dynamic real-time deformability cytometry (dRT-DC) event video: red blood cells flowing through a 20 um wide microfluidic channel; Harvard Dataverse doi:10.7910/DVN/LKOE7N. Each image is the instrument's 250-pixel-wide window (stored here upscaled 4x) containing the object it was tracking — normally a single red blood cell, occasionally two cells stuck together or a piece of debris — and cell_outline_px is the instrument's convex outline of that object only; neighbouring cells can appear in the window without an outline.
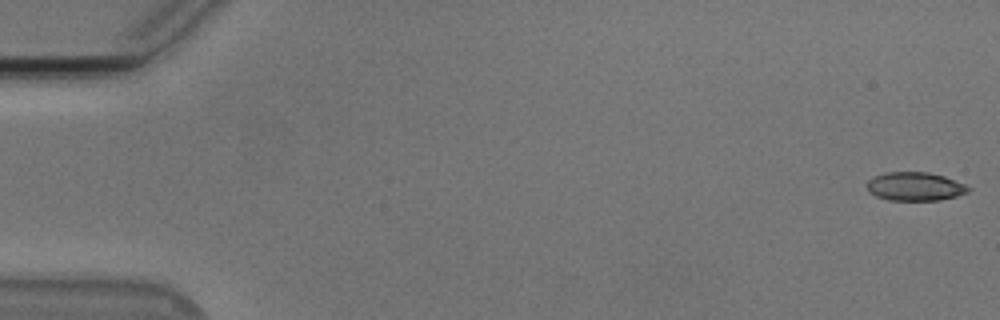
{"species": "Egyptian fruit bat (a non-hibernating species)", "species_latin": "Rousettus aegyptiacus", "temperature_condition": "cold", "stored_images_in_passage": 54, "camera_frame_rate_fps": 3000, "um_per_image_px": 0.085, "animal": {"sex": "male"}, "frame": {"image": 1, "passage_image": 1, "time_ms": 0.0, "image_size_px": [1000, 320], "cell_outline_px": [[972, 188], [968, 192], [956, 196], [940, 200], [888, 200], [876, 196], [868, 192], [868, 180], [872, 176], [888, 172], [928, 172], [944, 176], [964, 184]], "centroid_in_image_um": [77.77, 15.85], "position_along_channel_um": 7.2, "area_um2": 16.88}}
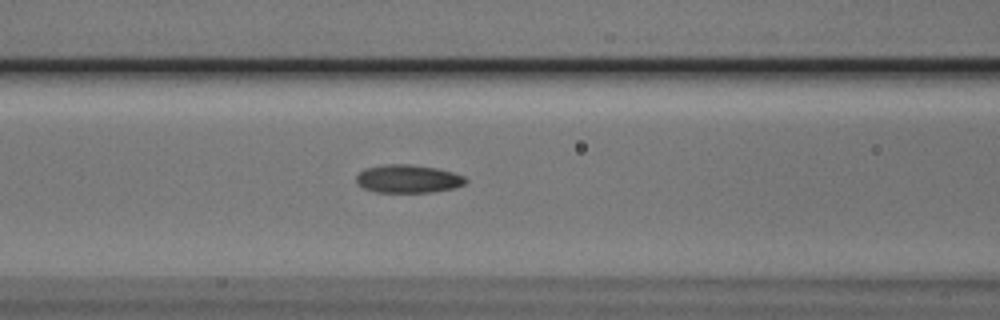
{"frame": {"image": 2, "passage_image": 23, "time_ms": 7.333, "image_size_px": [1000, 320], "cell_outline_px": [[468, 180], [464, 184], [456, 188], [432, 192], [376, 192], [364, 188], [356, 184], [356, 176], [360, 172], [368, 168], [388, 164], [412, 164], [436, 168], [452, 172], [464, 176]], "centroid_in_image_um": [34.71, 15.2], "position_along_channel_um": 131.9, "area_um2": 17.92}}
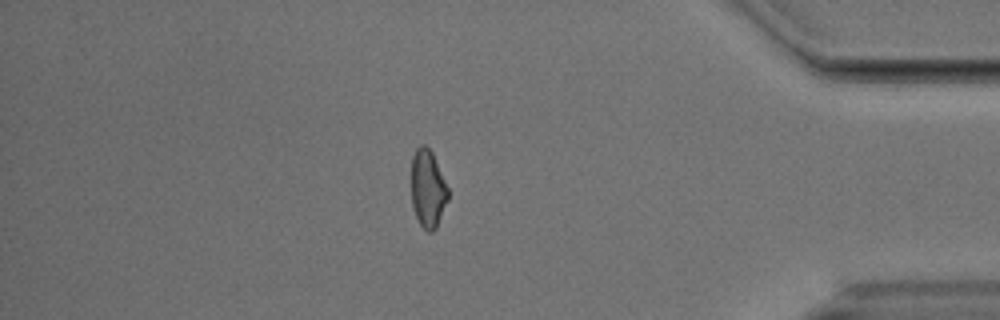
{"frame": {"image": 3, "passage_image": 47, "time_ms": 15.333, "image_size_px": [1000, 320], "cell_outline_px": [[448, 200], [436, 228], [432, 232], [428, 232], [420, 224], [416, 216], [412, 204], [412, 156], [416, 148], [420, 144], [424, 144], [432, 152], [448, 188]], "centroid_in_image_um": [36.36, 16.03], "position_along_channel_um": 398.8, "area_um2": 16.53}, "authors_computed_cell_mechanics": {"area_um2": 17.2533, "velocity_mm_per_s": 3.7752, "shape_relaxation_time_tau1_ms": 5.4948, "shape_relaxation_time_tau2_ms": 2.7966, "deformation_change_tau1": 0.1596, "deformation_change_tau2": 0.0978}}